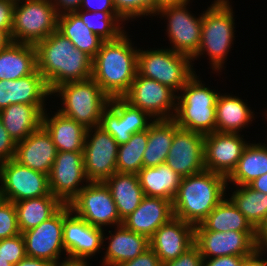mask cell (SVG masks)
Masks as SVG:
<instances>
[{"instance_id":"obj_1","label":"cell","mask_w":267,"mask_h":266,"mask_svg":"<svg viewBox=\"0 0 267 266\" xmlns=\"http://www.w3.org/2000/svg\"><path fill=\"white\" fill-rule=\"evenodd\" d=\"M37 70L50 92L62 84L92 78V58L58 30L35 45Z\"/></svg>"},{"instance_id":"obj_2","label":"cell","mask_w":267,"mask_h":266,"mask_svg":"<svg viewBox=\"0 0 267 266\" xmlns=\"http://www.w3.org/2000/svg\"><path fill=\"white\" fill-rule=\"evenodd\" d=\"M138 50L128 35L104 41L92 59V78L110 97H123L137 75Z\"/></svg>"},{"instance_id":"obj_3","label":"cell","mask_w":267,"mask_h":266,"mask_svg":"<svg viewBox=\"0 0 267 266\" xmlns=\"http://www.w3.org/2000/svg\"><path fill=\"white\" fill-rule=\"evenodd\" d=\"M227 185V177L208 170L182 178L172 202L174 216L193 226L201 224L224 199Z\"/></svg>"},{"instance_id":"obj_4","label":"cell","mask_w":267,"mask_h":266,"mask_svg":"<svg viewBox=\"0 0 267 266\" xmlns=\"http://www.w3.org/2000/svg\"><path fill=\"white\" fill-rule=\"evenodd\" d=\"M198 77L195 73L177 95L173 120L180 128L207 135L216 131L215 107L219 93L205 87Z\"/></svg>"},{"instance_id":"obj_5","label":"cell","mask_w":267,"mask_h":266,"mask_svg":"<svg viewBox=\"0 0 267 266\" xmlns=\"http://www.w3.org/2000/svg\"><path fill=\"white\" fill-rule=\"evenodd\" d=\"M234 15L228 0H215L203 11L200 46L192 61L203 53L211 59L212 70L221 72L234 40Z\"/></svg>"},{"instance_id":"obj_6","label":"cell","mask_w":267,"mask_h":266,"mask_svg":"<svg viewBox=\"0 0 267 266\" xmlns=\"http://www.w3.org/2000/svg\"><path fill=\"white\" fill-rule=\"evenodd\" d=\"M55 93L62 98L63 105L57 111L86 129L99 126L101 114L110 101V97L93 78L62 84L51 95Z\"/></svg>"},{"instance_id":"obj_7","label":"cell","mask_w":267,"mask_h":266,"mask_svg":"<svg viewBox=\"0 0 267 266\" xmlns=\"http://www.w3.org/2000/svg\"><path fill=\"white\" fill-rule=\"evenodd\" d=\"M58 16L51 0H16L13 9L12 41L36 45L57 30Z\"/></svg>"},{"instance_id":"obj_8","label":"cell","mask_w":267,"mask_h":266,"mask_svg":"<svg viewBox=\"0 0 267 266\" xmlns=\"http://www.w3.org/2000/svg\"><path fill=\"white\" fill-rule=\"evenodd\" d=\"M189 56L172 49L138 50L137 73L170 87L176 93L196 73Z\"/></svg>"},{"instance_id":"obj_9","label":"cell","mask_w":267,"mask_h":266,"mask_svg":"<svg viewBox=\"0 0 267 266\" xmlns=\"http://www.w3.org/2000/svg\"><path fill=\"white\" fill-rule=\"evenodd\" d=\"M68 204H64L52 217L42 222L37 227L22 232L26 254L29 257L44 259L60 266L67 260H60L63 246L64 219L71 213Z\"/></svg>"},{"instance_id":"obj_10","label":"cell","mask_w":267,"mask_h":266,"mask_svg":"<svg viewBox=\"0 0 267 266\" xmlns=\"http://www.w3.org/2000/svg\"><path fill=\"white\" fill-rule=\"evenodd\" d=\"M72 213L90 225H122L109 188L104 182H89L68 204Z\"/></svg>"},{"instance_id":"obj_11","label":"cell","mask_w":267,"mask_h":266,"mask_svg":"<svg viewBox=\"0 0 267 266\" xmlns=\"http://www.w3.org/2000/svg\"><path fill=\"white\" fill-rule=\"evenodd\" d=\"M0 198L13 203L50 194L48 175L14 159L0 164Z\"/></svg>"},{"instance_id":"obj_12","label":"cell","mask_w":267,"mask_h":266,"mask_svg":"<svg viewBox=\"0 0 267 266\" xmlns=\"http://www.w3.org/2000/svg\"><path fill=\"white\" fill-rule=\"evenodd\" d=\"M170 87L137 73L123 98L132 106L146 112L153 120L173 119L177 96Z\"/></svg>"},{"instance_id":"obj_13","label":"cell","mask_w":267,"mask_h":266,"mask_svg":"<svg viewBox=\"0 0 267 266\" xmlns=\"http://www.w3.org/2000/svg\"><path fill=\"white\" fill-rule=\"evenodd\" d=\"M118 146L116 140L101 127L87 129L83 160L89 182H104L117 172Z\"/></svg>"},{"instance_id":"obj_14","label":"cell","mask_w":267,"mask_h":266,"mask_svg":"<svg viewBox=\"0 0 267 266\" xmlns=\"http://www.w3.org/2000/svg\"><path fill=\"white\" fill-rule=\"evenodd\" d=\"M188 4L167 6L155 14L168 20L166 32L172 43L170 49L192 58L200 46L203 13L194 17L186 8Z\"/></svg>"},{"instance_id":"obj_15","label":"cell","mask_w":267,"mask_h":266,"mask_svg":"<svg viewBox=\"0 0 267 266\" xmlns=\"http://www.w3.org/2000/svg\"><path fill=\"white\" fill-rule=\"evenodd\" d=\"M48 179L50 193L63 204H69L86 186L83 182L89 183L83 151H58Z\"/></svg>"},{"instance_id":"obj_16","label":"cell","mask_w":267,"mask_h":266,"mask_svg":"<svg viewBox=\"0 0 267 266\" xmlns=\"http://www.w3.org/2000/svg\"><path fill=\"white\" fill-rule=\"evenodd\" d=\"M150 118L146 112L132 106L123 97H115L110 98L108 106L103 110L99 127L121 145L127 143L132 134L147 130L153 122Z\"/></svg>"},{"instance_id":"obj_17","label":"cell","mask_w":267,"mask_h":266,"mask_svg":"<svg viewBox=\"0 0 267 266\" xmlns=\"http://www.w3.org/2000/svg\"><path fill=\"white\" fill-rule=\"evenodd\" d=\"M256 232L209 231L195 226V242L204 259L221 256H249L255 250Z\"/></svg>"},{"instance_id":"obj_18","label":"cell","mask_w":267,"mask_h":266,"mask_svg":"<svg viewBox=\"0 0 267 266\" xmlns=\"http://www.w3.org/2000/svg\"><path fill=\"white\" fill-rule=\"evenodd\" d=\"M104 230L90 225L72 212L64 219L63 246L67 263L87 264V258L93 257L103 249Z\"/></svg>"},{"instance_id":"obj_19","label":"cell","mask_w":267,"mask_h":266,"mask_svg":"<svg viewBox=\"0 0 267 266\" xmlns=\"http://www.w3.org/2000/svg\"><path fill=\"white\" fill-rule=\"evenodd\" d=\"M165 163L182 178L200 173L204 166V135L178 127Z\"/></svg>"},{"instance_id":"obj_20","label":"cell","mask_w":267,"mask_h":266,"mask_svg":"<svg viewBox=\"0 0 267 266\" xmlns=\"http://www.w3.org/2000/svg\"><path fill=\"white\" fill-rule=\"evenodd\" d=\"M240 133L212 132L204 135L205 170L228 177L236 168L248 143Z\"/></svg>"},{"instance_id":"obj_21","label":"cell","mask_w":267,"mask_h":266,"mask_svg":"<svg viewBox=\"0 0 267 266\" xmlns=\"http://www.w3.org/2000/svg\"><path fill=\"white\" fill-rule=\"evenodd\" d=\"M195 242V226L177 217L159 227L150 238V248L161 263L178 258Z\"/></svg>"},{"instance_id":"obj_22","label":"cell","mask_w":267,"mask_h":266,"mask_svg":"<svg viewBox=\"0 0 267 266\" xmlns=\"http://www.w3.org/2000/svg\"><path fill=\"white\" fill-rule=\"evenodd\" d=\"M51 135L41 126L23 141L16 143L14 160L49 176L57 155Z\"/></svg>"},{"instance_id":"obj_23","label":"cell","mask_w":267,"mask_h":266,"mask_svg":"<svg viewBox=\"0 0 267 266\" xmlns=\"http://www.w3.org/2000/svg\"><path fill=\"white\" fill-rule=\"evenodd\" d=\"M172 202L161 197L144 196L140 205L122 220V225L150 239L159 227L174 217Z\"/></svg>"},{"instance_id":"obj_24","label":"cell","mask_w":267,"mask_h":266,"mask_svg":"<svg viewBox=\"0 0 267 266\" xmlns=\"http://www.w3.org/2000/svg\"><path fill=\"white\" fill-rule=\"evenodd\" d=\"M51 92L43 76L33 74L16 80H0V111L11 104L45 105Z\"/></svg>"},{"instance_id":"obj_25","label":"cell","mask_w":267,"mask_h":266,"mask_svg":"<svg viewBox=\"0 0 267 266\" xmlns=\"http://www.w3.org/2000/svg\"><path fill=\"white\" fill-rule=\"evenodd\" d=\"M108 232L110 236L103 235V244L105 239L109 241L108 246L105 247L106 252L102 259V266H119L126 261L135 259L150 248L148 237L132 232L123 225L117 226L113 233Z\"/></svg>"},{"instance_id":"obj_26","label":"cell","mask_w":267,"mask_h":266,"mask_svg":"<svg viewBox=\"0 0 267 266\" xmlns=\"http://www.w3.org/2000/svg\"><path fill=\"white\" fill-rule=\"evenodd\" d=\"M44 105L11 104L0 111L3 126L18 143L42 126Z\"/></svg>"},{"instance_id":"obj_27","label":"cell","mask_w":267,"mask_h":266,"mask_svg":"<svg viewBox=\"0 0 267 266\" xmlns=\"http://www.w3.org/2000/svg\"><path fill=\"white\" fill-rule=\"evenodd\" d=\"M45 111L42 126L51 135L57 151H83L87 129L59 111L50 118Z\"/></svg>"},{"instance_id":"obj_28","label":"cell","mask_w":267,"mask_h":266,"mask_svg":"<svg viewBox=\"0 0 267 266\" xmlns=\"http://www.w3.org/2000/svg\"><path fill=\"white\" fill-rule=\"evenodd\" d=\"M104 183L111 192L121 220L131 214L145 196L137 174L115 172Z\"/></svg>"},{"instance_id":"obj_29","label":"cell","mask_w":267,"mask_h":266,"mask_svg":"<svg viewBox=\"0 0 267 266\" xmlns=\"http://www.w3.org/2000/svg\"><path fill=\"white\" fill-rule=\"evenodd\" d=\"M37 70L35 45L12 42L0 50V80H16Z\"/></svg>"},{"instance_id":"obj_30","label":"cell","mask_w":267,"mask_h":266,"mask_svg":"<svg viewBox=\"0 0 267 266\" xmlns=\"http://www.w3.org/2000/svg\"><path fill=\"white\" fill-rule=\"evenodd\" d=\"M247 105L236 96L219 94L215 107L216 132L239 133L251 124L254 115Z\"/></svg>"},{"instance_id":"obj_31","label":"cell","mask_w":267,"mask_h":266,"mask_svg":"<svg viewBox=\"0 0 267 266\" xmlns=\"http://www.w3.org/2000/svg\"><path fill=\"white\" fill-rule=\"evenodd\" d=\"M144 195L173 201L182 177L166 163L156 167H143L137 174Z\"/></svg>"},{"instance_id":"obj_32","label":"cell","mask_w":267,"mask_h":266,"mask_svg":"<svg viewBox=\"0 0 267 266\" xmlns=\"http://www.w3.org/2000/svg\"><path fill=\"white\" fill-rule=\"evenodd\" d=\"M20 232L37 227L52 217L64 204L52 193L14 203Z\"/></svg>"},{"instance_id":"obj_33","label":"cell","mask_w":267,"mask_h":266,"mask_svg":"<svg viewBox=\"0 0 267 266\" xmlns=\"http://www.w3.org/2000/svg\"><path fill=\"white\" fill-rule=\"evenodd\" d=\"M57 30L67 37L77 49L85 52L92 59L104 42L83 23L76 12L59 14Z\"/></svg>"},{"instance_id":"obj_34","label":"cell","mask_w":267,"mask_h":266,"mask_svg":"<svg viewBox=\"0 0 267 266\" xmlns=\"http://www.w3.org/2000/svg\"><path fill=\"white\" fill-rule=\"evenodd\" d=\"M267 173V144L248 143L236 168L227 177L232 185H249Z\"/></svg>"},{"instance_id":"obj_35","label":"cell","mask_w":267,"mask_h":266,"mask_svg":"<svg viewBox=\"0 0 267 266\" xmlns=\"http://www.w3.org/2000/svg\"><path fill=\"white\" fill-rule=\"evenodd\" d=\"M174 138V120H153L148 127V142L143 154V167L165 163Z\"/></svg>"},{"instance_id":"obj_36","label":"cell","mask_w":267,"mask_h":266,"mask_svg":"<svg viewBox=\"0 0 267 266\" xmlns=\"http://www.w3.org/2000/svg\"><path fill=\"white\" fill-rule=\"evenodd\" d=\"M201 224L209 231L256 232L229 198H224Z\"/></svg>"},{"instance_id":"obj_37","label":"cell","mask_w":267,"mask_h":266,"mask_svg":"<svg viewBox=\"0 0 267 266\" xmlns=\"http://www.w3.org/2000/svg\"><path fill=\"white\" fill-rule=\"evenodd\" d=\"M236 187L229 199L256 230L267 218V194L256 191L249 185Z\"/></svg>"},{"instance_id":"obj_38","label":"cell","mask_w":267,"mask_h":266,"mask_svg":"<svg viewBox=\"0 0 267 266\" xmlns=\"http://www.w3.org/2000/svg\"><path fill=\"white\" fill-rule=\"evenodd\" d=\"M148 129L132 134L131 139L118 146V173L138 174L143 168V154L147 147Z\"/></svg>"},{"instance_id":"obj_39","label":"cell","mask_w":267,"mask_h":266,"mask_svg":"<svg viewBox=\"0 0 267 266\" xmlns=\"http://www.w3.org/2000/svg\"><path fill=\"white\" fill-rule=\"evenodd\" d=\"M75 12L83 23L104 41L116 40L126 32L123 30L124 26L121 27L124 20L117 12H88L79 9Z\"/></svg>"},{"instance_id":"obj_40","label":"cell","mask_w":267,"mask_h":266,"mask_svg":"<svg viewBox=\"0 0 267 266\" xmlns=\"http://www.w3.org/2000/svg\"><path fill=\"white\" fill-rule=\"evenodd\" d=\"M118 15L124 20L152 15L151 0H112Z\"/></svg>"},{"instance_id":"obj_41","label":"cell","mask_w":267,"mask_h":266,"mask_svg":"<svg viewBox=\"0 0 267 266\" xmlns=\"http://www.w3.org/2000/svg\"><path fill=\"white\" fill-rule=\"evenodd\" d=\"M20 233L15 204L0 198V240Z\"/></svg>"},{"instance_id":"obj_42","label":"cell","mask_w":267,"mask_h":266,"mask_svg":"<svg viewBox=\"0 0 267 266\" xmlns=\"http://www.w3.org/2000/svg\"><path fill=\"white\" fill-rule=\"evenodd\" d=\"M0 256L13 266L24 259L27 254L23 235L0 240Z\"/></svg>"},{"instance_id":"obj_43","label":"cell","mask_w":267,"mask_h":266,"mask_svg":"<svg viewBox=\"0 0 267 266\" xmlns=\"http://www.w3.org/2000/svg\"><path fill=\"white\" fill-rule=\"evenodd\" d=\"M204 258L199 248L194 244L178 258L167 261L162 266H203Z\"/></svg>"},{"instance_id":"obj_44","label":"cell","mask_w":267,"mask_h":266,"mask_svg":"<svg viewBox=\"0 0 267 266\" xmlns=\"http://www.w3.org/2000/svg\"><path fill=\"white\" fill-rule=\"evenodd\" d=\"M16 143L0 119V164L14 158Z\"/></svg>"},{"instance_id":"obj_45","label":"cell","mask_w":267,"mask_h":266,"mask_svg":"<svg viewBox=\"0 0 267 266\" xmlns=\"http://www.w3.org/2000/svg\"><path fill=\"white\" fill-rule=\"evenodd\" d=\"M16 0H0V28L11 34Z\"/></svg>"},{"instance_id":"obj_46","label":"cell","mask_w":267,"mask_h":266,"mask_svg":"<svg viewBox=\"0 0 267 266\" xmlns=\"http://www.w3.org/2000/svg\"><path fill=\"white\" fill-rule=\"evenodd\" d=\"M119 266H162L155 252L149 248L135 259L126 261Z\"/></svg>"},{"instance_id":"obj_47","label":"cell","mask_w":267,"mask_h":266,"mask_svg":"<svg viewBox=\"0 0 267 266\" xmlns=\"http://www.w3.org/2000/svg\"><path fill=\"white\" fill-rule=\"evenodd\" d=\"M79 10L88 12H116L112 0H82Z\"/></svg>"},{"instance_id":"obj_48","label":"cell","mask_w":267,"mask_h":266,"mask_svg":"<svg viewBox=\"0 0 267 266\" xmlns=\"http://www.w3.org/2000/svg\"><path fill=\"white\" fill-rule=\"evenodd\" d=\"M246 256H221L204 259L203 266H242Z\"/></svg>"},{"instance_id":"obj_49","label":"cell","mask_w":267,"mask_h":266,"mask_svg":"<svg viewBox=\"0 0 267 266\" xmlns=\"http://www.w3.org/2000/svg\"><path fill=\"white\" fill-rule=\"evenodd\" d=\"M57 13L75 12L79 9L82 0H51Z\"/></svg>"},{"instance_id":"obj_50","label":"cell","mask_w":267,"mask_h":266,"mask_svg":"<svg viewBox=\"0 0 267 266\" xmlns=\"http://www.w3.org/2000/svg\"><path fill=\"white\" fill-rule=\"evenodd\" d=\"M255 247L257 251H267V218L256 229Z\"/></svg>"},{"instance_id":"obj_51","label":"cell","mask_w":267,"mask_h":266,"mask_svg":"<svg viewBox=\"0 0 267 266\" xmlns=\"http://www.w3.org/2000/svg\"><path fill=\"white\" fill-rule=\"evenodd\" d=\"M264 252L255 250L251 255L244 258L242 266H267V259H263ZM261 258V259H260Z\"/></svg>"},{"instance_id":"obj_52","label":"cell","mask_w":267,"mask_h":266,"mask_svg":"<svg viewBox=\"0 0 267 266\" xmlns=\"http://www.w3.org/2000/svg\"><path fill=\"white\" fill-rule=\"evenodd\" d=\"M152 2V16H156L155 13L161 8L167 6L181 5L190 0H151Z\"/></svg>"},{"instance_id":"obj_53","label":"cell","mask_w":267,"mask_h":266,"mask_svg":"<svg viewBox=\"0 0 267 266\" xmlns=\"http://www.w3.org/2000/svg\"><path fill=\"white\" fill-rule=\"evenodd\" d=\"M14 266H56L54 263L44 260L26 256L19 263Z\"/></svg>"},{"instance_id":"obj_54","label":"cell","mask_w":267,"mask_h":266,"mask_svg":"<svg viewBox=\"0 0 267 266\" xmlns=\"http://www.w3.org/2000/svg\"><path fill=\"white\" fill-rule=\"evenodd\" d=\"M249 186L256 191L267 194V173L256 178Z\"/></svg>"},{"instance_id":"obj_55","label":"cell","mask_w":267,"mask_h":266,"mask_svg":"<svg viewBox=\"0 0 267 266\" xmlns=\"http://www.w3.org/2000/svg\"><path fill=\"white\" fill-rule=\"evenodd\" d=\"M12 42L11 34L0 28V50L8 47Z\"/></svg>"},{"instance_id":"obj_56","label":"cell","mask_w":267,"mask_h":266,"mask_svg":"<svg viewBox=\"0 0 267 266\" xmlns=\"http://www.w3.org/2000/svg\"><path fill=\"white\" fill-rule=\"evenodd\" d=\"M60 266H89L88 264H83V263H66Z\"/></svg>"},{"instance_id":"obj_57","label":"cell","mask_w":267,"mask_h":266,"mask_svg":"<svg viewBox=\"0 0 267 266\" xmlns=\"http://www.w3.org/2000/svg\"><path fill=\"white\" fill-rule=\"evenodd\" d=\"M0 266H13L0 256Z\"/></svg>"}]
</instances>
